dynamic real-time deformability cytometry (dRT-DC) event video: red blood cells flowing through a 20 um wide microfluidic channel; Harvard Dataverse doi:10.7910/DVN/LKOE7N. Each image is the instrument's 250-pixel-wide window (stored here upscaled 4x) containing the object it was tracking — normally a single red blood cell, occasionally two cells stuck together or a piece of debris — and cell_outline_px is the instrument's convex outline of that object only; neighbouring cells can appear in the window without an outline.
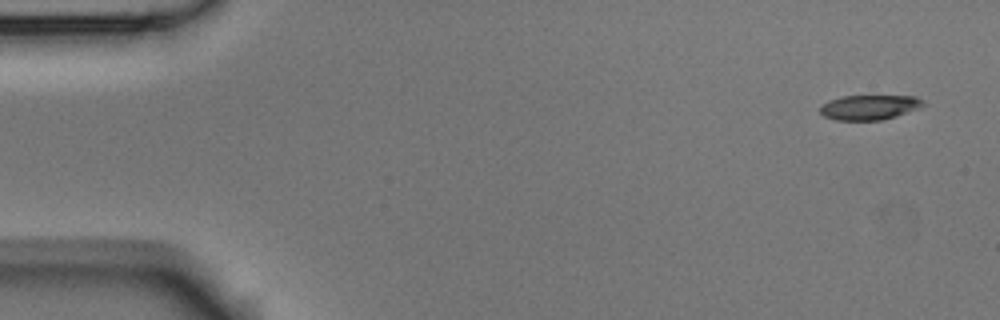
{"species": "Egyptian fruit bat (a non-hibernating species)", "species_latin": "Rousettus aegyptiacus", "temperature_condition": "room temperature", "stored_images_in_passage": 4, "camera_frame_rate_fps": 3000, "um_per_image_px": 0.085, "animal": {"sex": "male"}, "frame": {"image": 1, "passage_image": 1, "time_ms": 0.0, "image_size_px": [1000, 320], "cell_outline_px": [[924, 104], [920, 108], [884, 120], [836, 120], [824, 116], [820, 112], [820, 108], [828, 100], [840, 96], [916, 96], [924, 100]], "centroid_in_image_um": [73.91, 9.12], "position_along_channel_um": 11.1, "area_um2": 14.97}}